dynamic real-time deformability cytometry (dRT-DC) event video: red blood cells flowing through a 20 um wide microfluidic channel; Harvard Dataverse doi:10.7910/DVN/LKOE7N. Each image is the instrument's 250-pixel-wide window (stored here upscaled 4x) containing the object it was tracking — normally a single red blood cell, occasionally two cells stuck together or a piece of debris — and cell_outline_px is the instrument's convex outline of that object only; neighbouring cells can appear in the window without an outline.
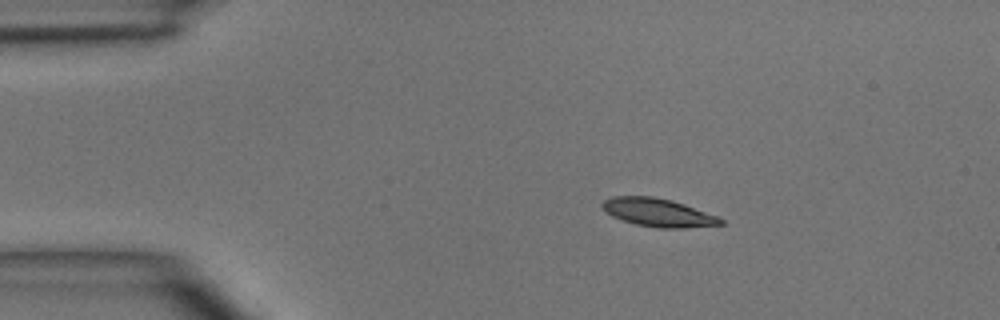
{"species": "common noctule bat (a hibernating species)", "species_latin": "Nyctalus noctula", "temperature_condition": "room temperature", "stored_images_in_passage": 4, "camera_frame_rate_fps": 3000, "um_per_image_px": 0.085, "animal": {"sex": "male", "body_mass_g": 15.6}, "frame": {"image": 1, "passage_image": 1, "time_ms": 0.0, "image_size_px": [1000, 320], "cell_outline_px": [[724, 224], [684, 228], [656, 228], [636, 224], [612, 216], [600, 204], [604, 200], [612, 196], [652, 196], [672, 200], [684, 204], [716, 216], [724, 220]], "centroid_in_image_um": [55.94, 18.06], "position_along_channel_um": 29.1, "area_um2": 19.25}}
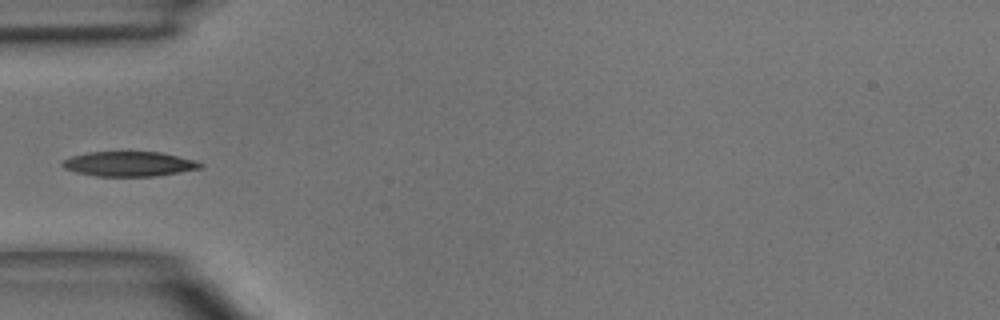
{"frame": {"image": 2, "passage_image": 3, "time_ms": 2.333, "image_size_px": [1000, 320], "cell_outline_px": [[204, 168], [156, 176], [96, 176], [76, 172], [64, 168], [60, 164], [60, 160], [72, 156], [88, 152], [160, 152], [196, 160], [204, 164]], "centroid_in_image_um": [10.98, 13.93], "position_along_channel_um": 74.0, "area_um2": 20.11}}
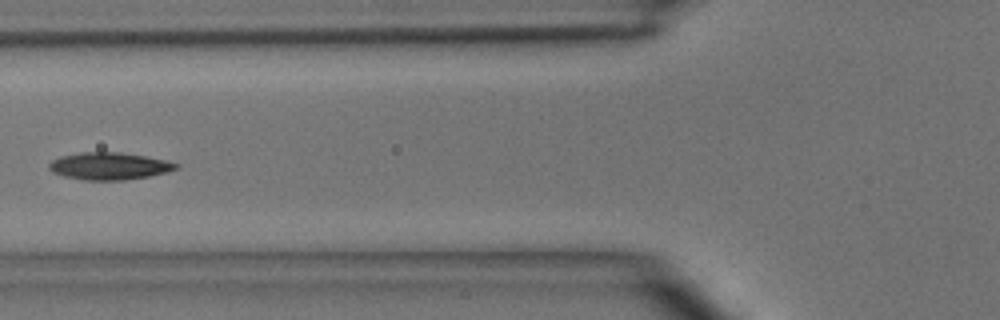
{"frame": {"image": 3, "passage_image": 4, "time_ms": 3.333, "image_size_px": [1000, 320], "cell_outline_px": [[180, 168], [168, 172], [148, 176], [124, 180], [84, 180], [64, 176], [52, 172], [48, 168], [48, 164], [52, 160], [60, 156], [80, 152], [120, 152], [144, 156], [164, 160], [180, 164]], "centroid_in_image_um": [9.28, 14.11], "position_along_channel_um": 116.5, "area_um2": 20.23}}